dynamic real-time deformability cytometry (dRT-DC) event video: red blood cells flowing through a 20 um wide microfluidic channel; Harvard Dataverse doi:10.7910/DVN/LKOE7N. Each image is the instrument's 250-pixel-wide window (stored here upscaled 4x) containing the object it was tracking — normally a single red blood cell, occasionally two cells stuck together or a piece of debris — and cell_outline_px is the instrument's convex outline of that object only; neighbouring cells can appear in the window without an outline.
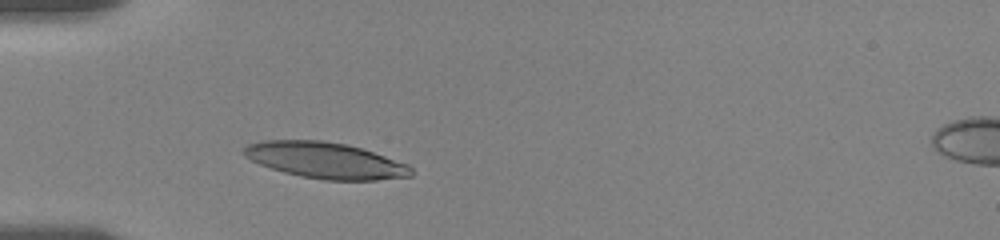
{"species": "human", "species_latin": "Homo sapiens", "temperature_condition": "room temperature", "stored_images_in_passage": 1, "camera_frame_rate_fps": 3000, "um_per_image_px": 0.085, "donor": {"sex": "female"}, "frame": {"image": 1, "passage_image": 1, "time_ms": 0.0, "image_size_px": [1000, 240], "cell_outline_px": [[412, 176], [376, 180], [324, 180], [300, 176], [284, 172], [260, 164], [244, 156], [240, 152], [248, 144], [264, 140], [320, 140], [344, 144], [360, 148], [408, 164], [412, 168]], "centroid_in_image_um": [27.63, 13.63], "position_along_channel_um": 57.4, "area_um2": 34.97}}